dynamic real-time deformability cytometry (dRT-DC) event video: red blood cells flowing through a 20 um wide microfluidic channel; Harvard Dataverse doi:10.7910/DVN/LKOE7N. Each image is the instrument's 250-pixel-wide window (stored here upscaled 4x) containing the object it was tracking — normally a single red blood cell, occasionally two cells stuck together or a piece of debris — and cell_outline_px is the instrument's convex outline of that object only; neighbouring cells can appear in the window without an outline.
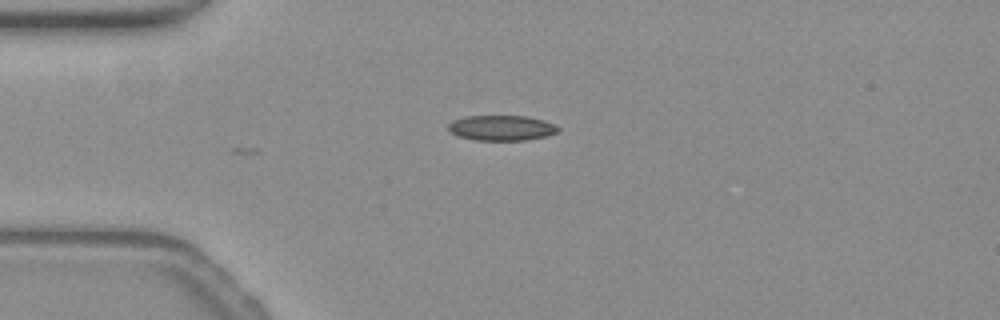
{"species": "common noctule bat (a hibernating species)", "species_latin": "Nyctalus noctula", "temperature_condition": "warm", "stored_images_in_passage": 3, "camera_frame_rate_fps": 3000, "um_per_image_px": 0.085, "animal": {"sex": "female", "body_mass_g": 19.3, "forearm_length_mm": 54.1}, "frame": {"image": 1, "passage_image": 3, "time_ms": 0.667, "image_size_px": [1000, 320], "cell_outline_px": [[560, 128], [556, 132], [544, 136], [524, 140], [476, 140], [460, 136], [452, 132], [448, 128], [448, 124], [452, 120], [464, 116], [528, 116], [544, 120], [556, 124]], "centroid_in_image_um": [42.64, 10.85], "position_along_channel_um": 42.4, "area_um2": 16.07}}